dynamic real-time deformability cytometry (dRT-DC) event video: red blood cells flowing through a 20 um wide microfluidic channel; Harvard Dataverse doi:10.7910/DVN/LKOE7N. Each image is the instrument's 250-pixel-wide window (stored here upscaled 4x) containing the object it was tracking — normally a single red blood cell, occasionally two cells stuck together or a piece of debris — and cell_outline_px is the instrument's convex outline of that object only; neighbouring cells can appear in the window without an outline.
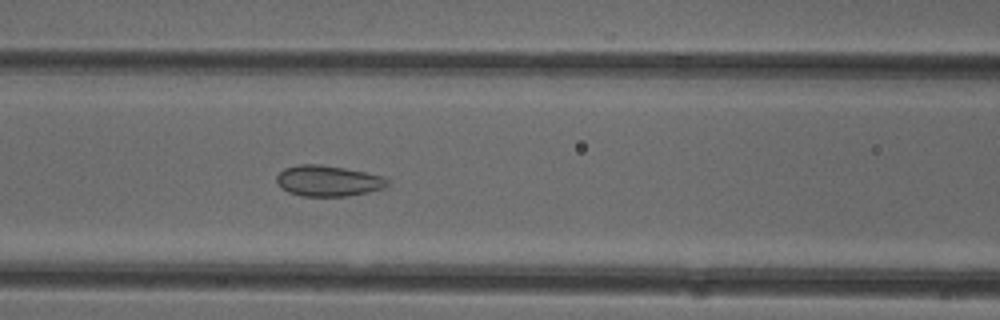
{"species": "common noctule bat (a hibernating species)", "species_latin": "Nyctalus noctula", "temperature_condition": "cold", "stored_images_in_passage": 30, "camera_frame_rate_fps": 3000, "um_per_image_px": 0.085, "animal": {"sex": "female"}, "frame": {"image": 1, "passage_image": 6, "time_ms": 1.667, "image_size_px": [1000, 320], "cell_outline_px": [[392, 180], [388, 188], [348, 196], [300, 196], [288, 192], [280, 188], [276, 180], [276, 176], [284, 168], [300, 164], [320, 164], [344, 168], [384, 176]], "centroid_in_image_um": [27.94, 15.38], "position_along_channel_um": 138.7, "area_um2": 20.29}}
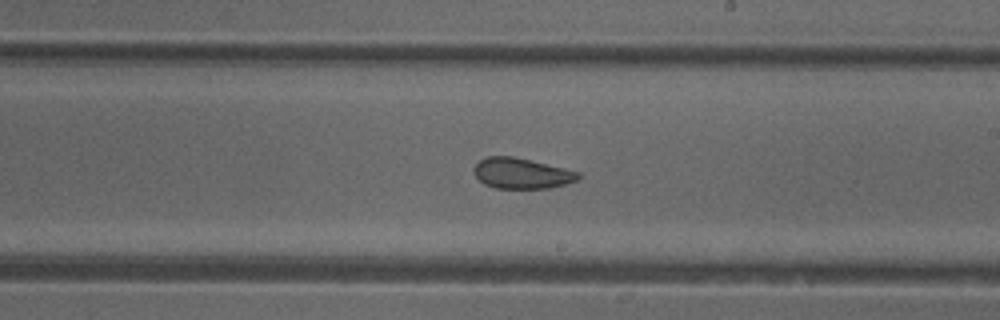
{"frame": {"image": 2, "passage_image": 14, "time_ms": 4.333, "image_size_px": [1000, 320], "cell_outline_px": [[580, 176], [576, 180], [564, 184], [548, 188], [496, 188], [484, 184], [472, 172], [472, 168], [480, 160], [488, 156], [512, 156], [564, 168], [580, 172]], "centroid_in_image_um": [44.3, 14.73], "position_along_channel_um": 244.7, "area_um2": 18.44}}
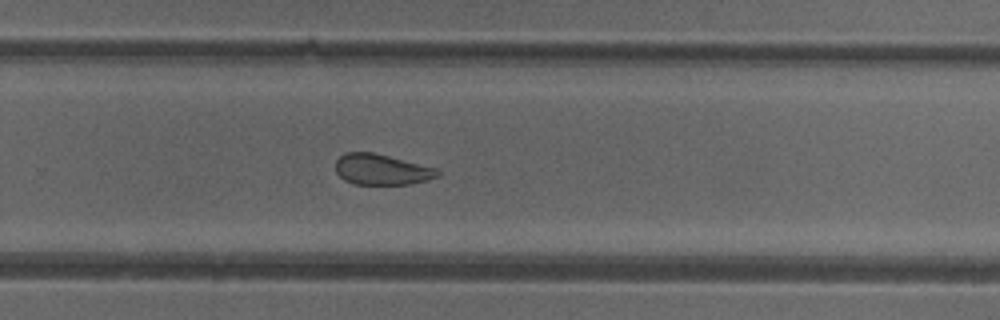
{"frame": {"image": 3, "passage_image": 18, "time_ms": 5.667, "image_size_px": [1000, 320], "cell_outline_px": [[440, 176], [428, 180], [408, 184], [356, 184], [344, 180], [336, 172], [336, 160], [344, 152], [372, 152], [436, 168], [440, 172]], "centroid_in_image_um": [32.43, 14.41], "position_along_channel_um": 297.4, "area_um2": 18.15}}